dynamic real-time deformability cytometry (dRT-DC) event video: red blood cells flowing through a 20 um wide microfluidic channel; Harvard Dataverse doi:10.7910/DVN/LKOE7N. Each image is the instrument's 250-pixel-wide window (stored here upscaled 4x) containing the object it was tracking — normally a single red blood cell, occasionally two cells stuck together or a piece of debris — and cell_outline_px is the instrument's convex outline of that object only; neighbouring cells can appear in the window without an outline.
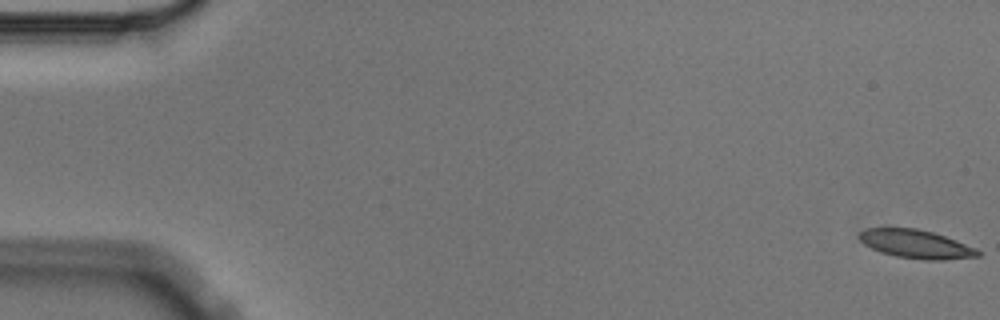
{"species": "Egyptian fruit bat (a non-hibernating species)", "species_latin": "Rousettus aegyptiacus", "temperature_condition": "cold", "stored_images_in_passage": 7, "camera_frame_rate_fps": 3000, "um_per_image_px": 0.085, "animal": {"sex": "male"}, "frame": {"image": 1, "passage_image": 1, "time_ms": 0.0, "image_size_px": [1000, 320], "cell_outline_px": [[984, 252], [980, 256], [944, 260], [924, 260], [896, 256], [880, 252], [864, 244], [856, 236], [864, 228], [916, 228], [932, 232], [956, 240], [976, 248]], "centroid_in_image_um": [77.87, 20.75], "position_along_channel_um": 7.1, "area_um2": 19.83}}
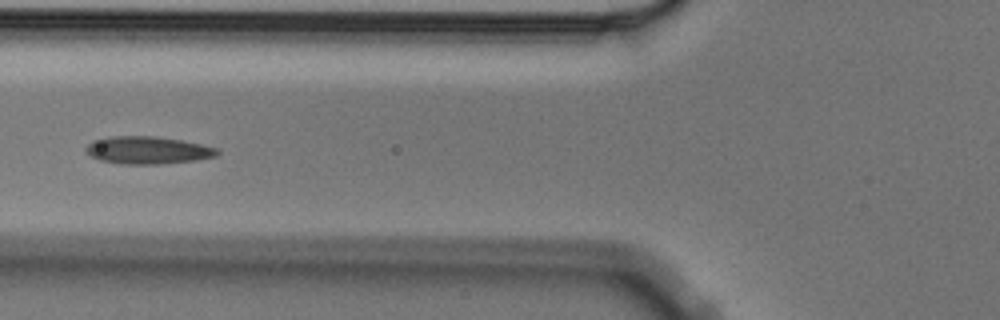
{"frame": {"image": 2, "passage_image": 7, "time_ms": 2.0, "image_size_px": [1000, 320], "cell_outline_px": [[220, 152], [216, 156], [196, 160], [160, 164], [124, 164], [100, 160], [92, 156], [84, 148], [92, 140], [108, 136], [156, 136], [180, 140], [220, 148]], "centroid_in_image_um": [12.57, 12.76], "position_along_channel_um": 113.2, "area_um2": 21.1}}